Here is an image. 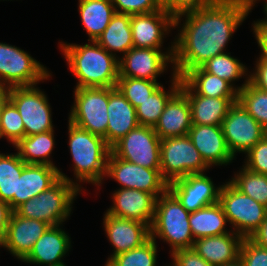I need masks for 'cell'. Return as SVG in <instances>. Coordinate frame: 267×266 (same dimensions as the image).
Returning <instances> with one entry per match:
<instances>
[{"label":"cell","mask_w":267,"mask_h":266,"mask_svg":"<svg viewBox=\"0 0 267 266\" xmlns=\"http://www.w3.org/2000/svg\"><path fill=\"white\" fill-rule=\"evenodd\" d=\"M248 12L225 0L174 18V27L186 17L173 42V73L182 78L188 71L201 67L208 60L224 53ZM184 15V16H183Z\"/></svg>","instance_id":"6da1fadb"},{"label":"cell","mask_w":267,"mask_h":266,"mask_svg":"<svg viewBox=\"0 0 267 266\" xmlns=\"http://www.w3.org/2000/svg\"><path fill=\"white\" fill-rule=\"evenodd\" d=\"M85 45L60 42L70 71L78 79L76 88L116 87L119 58L96 41Z\"/></svg>","instance_id":"7a4b0ae2"},{"label":"cell","mask_w":267,"mask_h":266,"mask_svg":"<svg viewBox=\"0 0 267 266\" xmlns=\"http://www.w3.org/2000/svg\"><path fill=\"white\" fill-rule=\"evenodd\" d=\"M69 149L74 162L76 181L100 186L106 177L111 147L105 139L68 121Z\"/></svg>","instance_id":"3957f363"},{"label":"cell","mask_w":267,"mask_h":266,"mask_svg":"<svg viewBox=\"0 0 267 266\" xmlns=\"http://www.w3.org/2000/svg\"><path fill=\"white\" fill-rule=\"evenodd\" d=\"M60 179L38 196L22 203L14 211L24 218L43 221L50 226L61 225L72 211L73 200L81 186L59 170Z\"/></svg>","instance_id":"277c9868"},{"label":"cell","mask_w":267,"mask_h":266,"mask_svg":"<svg viewBox=\"0 0 267 266\" xmlns=\"http://www.w3.org/2000/svg\"><path fill=\"white\" fill-rule=\"evenodd\" d=\"M190 213L167 190L156 199L150 237L161 238L171 246V251L192 248L194 237L189 224ZM157 236V237H156Z\"/></svg>","instance_id":"5b68a950"},{"label":"cell","mask_w":267,"mask_h":266,"mask_svg":"<svg viewBox=\"0 0 267 266\" xmlns=\"http://www.w3.org/2000/svg\"><path fill=\"white\" fill-rule=\"evenodd\" d=\"M219 203L233 231L243 238H250L267 215L265 205L239 191L230 181L222 185Z\"/></svg>","instance_id":"8992f818"},{"label":"cell","mask_w":267,"mask_h":266,"mask_svg":"<svg viewBox=\"0 0 267 266\" xmlns=\"http://www.w3.org/2000/svg\"><path fill=\"white\" fill-rule=\"evenodd\" d=\"M208 169L188 135L161 139L160 171L168 183L190 174H202Z\"/></svg>","instance_id":"52a82bcc"},{"label":"cell","mask_w":267,"mask_h":266,"mask_svg":"<svg viewBox=\"0 0 267 266\" xmlns=\"http://www.w3.org/2000/svg\"><path fill=\"white\" fill-rule=\"evenodd\" d=\"M74 97L68 121L107 143L108 87L75 88Z\"/></svg>","instance_id":"ba28073f"},{"label":"cell","mask_w":267,"mask_h":266,"mask_svg":"<svg viewBox=\"0 0 267 266\" xmlns=\"http://www.w3.org/2000/svg\"><path fill=\"white\" fill-rule=\"evenodd\" d=\"M50 72L26 51L0 43V86H32L47 80Z\"/></svg>","instance_id":"9c48e42d"},{"label":"cell","mask_w":267,"mask_h":266,"mask_svg":"<svg viewBox=\"0 0 267 266\" xmlns=\"http://www.w3.org/2000/svg\"><path fill=\"white\" fill-rule=\"evenodd\" d=\"M161 139L152 127L138 125L117 141L111 152L117 157L149 169H160Z\"/></svg>","instance_id":"30bf717a"},{"label":"cell","mask_w":267,"mask_h":266,"mask_svg":"<svg viewBox=\"0 0 267 266\" xmlns=\"http://www.w3.org/2000/svg\"><path fill=\"white\" fill-rule=\"evenodd\" d=\"M35 86L10 88V101L19 111L24 123L25 136L53 130L47 96Z\"/></svg>","instance_id":"8fae6325"},{"label":"cell","mask_w":267,"mask_h":266,"mask_svg":"<svg viewBox=\"0 0 267 266\" xmlns=\"http://www.w3.org/2000/svg\"><path fill=\"white\" fill-rule=\"evenodd\" d=\"M106 175L116 180L122 187L151 193L156 199L168 190V182L160 169H149L117 158L110 152ZM160 194V195H159Z\"/></svg>","instance_id":"7c38bea8"},{"label":"cell","mask_w":267,"mask_h":266,"mask_svg":"<svg viewBox=\"0 0 267 266\" xmlns=\"http://www.w3.org/2000/svg\"><path fill=\"white\" fill-rule=\"evenodd\" d=\"M227 146L235 158L236 153L245 154L266 134L267 131L237 101L229 109L222 122Z\"/></svg>","instance_id":"4fadbf2b"},{"label":"cell","mask_w":267,"mask_h":266,"mask_svg":"<svg viewBox=\"0 0 267 266\" xmlns=\"http://www.w3.org/2000/svg\"><path fill=\"white\" fill-rule=\"evenodd\" d=\"M174 45L163 53L161 49L131 48L119 58V77L157 81L167 63L173 62Z\"/></svg>","instance_id":"5bb4252c"},{"label":"cell","mask_w":267,"mask_h":266,"mask_svg":"<svg viewBox=\"0 0 267 266\" xmlns=\"http://www.w3.org/2000/svg\"><path fill=\"white\" fill-rule=\"evenodd\" d=\"M221 187L216 188L205 173L190 174L168 183V190L189 213L219 202Z\"/></svg>","instance_id":"9a60e30c"},{"label":"cell","mask_w":267,"mask_h":266,"mask_svg":"<svg viewBox=\"0 0 267 266\" xmlns=\"http://www.w3.org/2000/svg\"><path fill=\"white\" fill-rule=\"evenodd\" d=\"M130 24L134 47L160 49L164 35L174 27V17L162 8L152 13L131 15Z\"/></svg>","instance_id":"2e32d148"},{"label":"cell","mask_w":267,"mask_h":266,"mask_svg":"<svg viewBox=\"0 0 267 266\" xmlns=\"http://www.w3.org/2000/svg\"><path fill=\"white\" fill-rule=\"evenodd\" d=\"M103 223L107 238L114 247V252L106 263L116 255L141 246L150 238V227L143 222L117 217L106 212Z\"/></svg>","instance_id":"e0dca14e"},{"label":"cell","mask_w":267,"mask_h":266,"mask_svg":"<svg viewBox=\"0 0 267 266\" xmlns=\"http://www.w3.org/2000/svg\"><path fill=\"white\" fill-rule=\"evenodd\" d=\"M49 227L50 225L43 221L24 218L13 211L2 247L23 261Z\"/></svg>","instance_id":"ac0fdd59"},{"label":"cell","mask_w":267,"mask_h":266,"mask_svg":"<svg viewBox=\"0 0 267 266\" xmlns=\"http://www.w3.org/2000/svg\"><path fill=\"white\" fill-rule=\"evenodd\" d=\"M112 195L114 204L107 210L108 214L151 226L156 203V198L151 193L137 189L119 188Z\"/></svg>","instance_id":"d6986e66"},{"label":"cell","mask_w":267,"mask_h":266,"mask_svg":"<svg viewBox=\"0 0 267 266\" xmlns=\"http://www.w3.org/2000/svg\"><path fill=\"white\" fill-rule=\"evenodd\" d=\"M188 136L209 167L227 165L234 159L227 146L222 126L192 124Z\"/></svg>","instance_id":"ffe728a7"},{"label":"cell","mask_w":267,"mask_h":266,"mask_svg":"<svg viewBox=\"0 0 267 266\" xmlns=\"http://www.w3.org/2000/svg\"><path fill=\"white\" fill-rule=\"evenodd\" d=\"M60 226H50L35 242L23 262L45 266H66L62 259L69 251L71 241Z\"/></svg>","instance_id":"44dd1931"},{"label":"cell","mask_w":267,"mask_h":266,"mask_svg":"<svg viewBox=\"0 0 267 266\" xmlns=\"http://www.w3.org/2000/svg\"><path fill=\"white\" fill-rule=\"evenodd\" d=\"M192 127L191 109L185 93L179 89L167 102L153 128L160 139L186 136Z\"/></svg>","instance_id":"7402d4cb"},{"label":"cell","mask_w":267,"mask_h":266,"mask_svg":"<svg viewBox=\"0 0 267 266\" xmlns=\"http://www.w3.org/2000/svg\"><path fill=\"white\" fill-rule=\"evenodd\" d=\"M107 113V144L112 147L139 124L136 117V108L117 87H108Z\"/></svg>","instance_id":"603a6c76"},{"label":"cell","mask_w":267,"mask_h":266,"mask_svg":"<svg viewBox=\"0 0 267 266\" xmlns=\"http://www.w3.org/2000/svg\"><path fill=\"white\" fill-rule=\"evenodd\" d=\"M226 234L196 239L192 249L206 262L221 266L239 259L243 237L233 230Z\"/></svg>","instance_id":"cb8c5ba5"},{"label":"cell","mask_w":267,"mask_h":266,"mask_svg":"<svg viewBox=\"0 0 267 266\" xmlns=\"http://www.w3.org/2000/svg\"><path fill=\"white\" fill-rule=\"evenodd\" d=\"M180 89L190 103L191 119L194 125L222 126L230 107L237 97L211 98L195 94L182 80Z\"/></svg>","instance_id":"d4e9b609"},{"label":"cell","mask_w":267,"mask_h":266,"mask_svg":"<svg viewBox=\"0 0 267 266\" xmlns=\"http://www.w3.org/2000/svg\"><path fill=\"white\" fill-rule=\"evenodd\" d=\"M59 179L57 167L26 164L18 178L17 195H14V210L22 203L49 189Z\"/></svg>","instance_id":"484cf974"},{"label":"cell","mask_w":267,"mask_h":266,"mask_svg":"<svg viewBox=\"0 0 267 266\" xmlns=\"http://www.w3.org/2000/svg\"><path fill=\"white\" fill-rule=\"evenodd\" d=\"M181 79L195 94L211 98L237 97L242 87L235 88L226 80L206 72L202 67L188 71Z\"/></svg>","instance_id":"4316f807"},{"label":"cell","mask_w":267,"mask_h":266,"mask_svg":"<svg viewBox=\"0 0 267 266\" xmlns=\"http://www.w3.org/2000/svg\"><path fill=\"white\" fill-rule=\"evenodd\" d=\"M78 2L81 21L90 37L88 41H96L116 13L114 6L111 0H79Z\"/></svg>","instance_id":"83f0119b"},{"label":"cell","mask_w":267,"mask_h":266,"mask_svg":"<svg viewBox=\"0 0 267 266\" xmlns=\"http://www.w3.org/2000/svg\"><path fill=\"white\" fill-rule=\"evenodd\" d=\"M131 15L115 13L104 32L96 39V42L110 54L114 52L127 53L133 45Z\"/></svg>","instance_id":"f1b7e54d"},{"label":"cell","mask_w":267,"mask_h":266,"mask_svg":"<svg viewBox=\"0 0 267 266\" xmlns=\"http://www.w3.org/2000/svg\"><path fill=\"white\" fill-rule=\"evenodd\" d=\"M54 145V130H51L25 136L14 146L18 150L17 153L24 163L56 167L49 157Z\"/></svg>","instance_id":"f546056e"},{"label":"cell","mask_w":267,"mask_h":266,"mask_svg":"<svg viewBox=\"0 0 267 266\" xmlns=\"http://www.w3.org/2000/svg\"><path fill=\"white\" fill-rule=\"evenodd\" d=\"M227 222V217L219 202L192 212L189 216L194 240L231 232L225 229Z\"/></svg>","instance_id":"4dcf8cb0"},{"label":"cell","mask_w":267,"mask_h":266,"mask_svg":"<svg viewBox=\"0 0 267 266\" xmlns=\"http://www.w3.org/2000/svg\"><path fill=\"white\" fill-rule=\"evenodd\" d=\"M170 92L161 85L153 94L136 108L139 125L154 128L169 99L180 89L181 78L172 73Z\"/></svg>","instance_id":"1f68e13d"},{"label":"cell","mask_w":267,"mask_h":266,"mask_svg":"<svg viewBox=\"0 0 267 266\" xmlns=\"http://www.w3.org/2000/svg\"><path fill=\"white\" fill-rule=\"evenodd\" d=\"M26 163L18 153H0V200L7 202L14 211V195H17L18 178Z\"/></svg>","instance_id":"d6a6232c"},{"label":"cell","mask_w":267,"mask_h":266,"mask_svg":"<svg viewBox=\"0 0 267 266\" xmlns=\"http://www.w3.org/2000/svg\"><path fill=\"white\" fill-rule=\"evenodd\" d=\"M247 78L237 101L267 131V91L255 87Z\"/></svg>","instance_id":"836d02e7"},{"label":"cell","mask_w":267,"mask_h":266,"mask_svg":"<svg viewBox=\"0 0 267 266\" xmlns=\"http://www.w3.org/2000/svg\"><path fill=\"white\" fill-rule=\"evenodd\" d=\"M230 182L242 193L267 207V175L248 170L243 166Z\"/></svg>","instance_id":"e575fe53"},{"label":"cell","mask_w":267,"mask_h":266,"mask_svg":"<svg viewBox=\"0 0 267 266\" xmlns=\"http://www.w3.org/2000/svg\"><path fill=\"white\" fill-rule=\"evenodd\" d=\"M230 53H221L208 60L201 67L208 73L216 75L226 80L232 86L233 81H237L242 76L247 75V68L236 58L229 55ZM246 74V75H244Z\"/></svg>","instance_id":"d590c367"},{"label":"cell","mask_w":267,"mask_h":266,"mask_svg":"<svg viewBox=\"0 0 267 266\" xmlns=\"http://www.w3.org/2000/svg\"><path fill=\"white\" fill-rule=\"evenodd\" d=\"M157 243L151 237L141 246L114 256L109 266H156Z\"/></svg>","instance_id":"8d00e7d4"},{"label":"cell","mask_w":267,"mask_h":266,"mask_svg":"<svg viewBox=\"0 0 267 266\" xmlns=\"http://www.w3.org/2000/svg\"><path fill=\"white\" fill-rule=\"evenodd\" d=\"M160 86L161 84L157 81L129 77H119L116 85L118 90L135 108L149 98Z\"/></svg>","instance_id":"74e56055"},{"label":"cell","mask_w":267,"mask_h":266,"mask_svg":"<svg viewBox=\"0 0 267 266\" xmlns=\"http://www.w3.org/2000/svg\"><path fill=\"white\" fill-rule=\"evenodd\" d=\"M2 137H6L13 145L25 137L22 118L18 109L10 100L2 110L0 138Z\"/></svg>","instance_id":"f35d334b"},{"label":"cell","mask_w":267,"mask_h":266,"mask_svg":"<svg viewBox=\"0 0 267 266\" xmlns=\"http://www.w3.org/2000/svg\"><path fill=\"white\" fill-rule=\"evenodd\" d=\"M116 13L128 15L152 13L163 8L162 0H111Z\"/></svg>","instance_id":"ab89813d"},{"label":"cell","mask_w":267,"mask_h":266,"mask_svg":"<svg viewBox=\"0 0 267 266\" xmlns=\"http://www.w3.org/2000/svg\"><path fill=\"white\" fill-rule=\"evenodd\" d=\"M239 259L244 266H267V249L259 246L250 238H244Z\"/></svg>","instance_id":"60d3db41"},{"label":"cell","mask_w":267,"mask_h":266,"mask_svg":"<svg viewBox=\"0 0 267 266\" xmlns=\"http://www.w3.org/2000/svg\"><path fill=\"white\" fill-rule=\"evenodd\" d=\"M244 167L248 170L267 175V134L247 153Z\"/></svg>","instance_id":"b9f144b4"},{"label":"cell","mask_w":267,"mask_h":266,"mask_svg":"<svg viewBox=\"0 0 267 266\" xmlns=\"http://www.w3.org/2000/svg\"><path fill=\"white\" fill-rule=\"evenodd\" d=\"M218 0H162L165 8L174 18L187 12L210 6Z\"/></svg>","instance_id":"7bdbcfd3"},{"label":"cell","mask_w":267,"mask_h":266,"mask_svg":"<svg viewBox=\"0 0 267 266\" xmlns=\"http://www.w3.org/2000/svg\"><path fill=\"white\" fill-rule=\"evenodd\" d=\"M173 265L171 266H213L206 262L192 248L179 249L171 252Z\"/></svg>","instance_id":"ee69618b"},{"label":"cell","mask_w":267,"mask_h":266,"mask_svg":"<svg viewBox=\"0 0 267 266\" xmlns=\"http://www.w3.org/2000/svg\"><path fill=\"white\" fill-rule=\"evenodd\" d=\"M249 81L257 88L267 91V62L256 61L255 72L249 74Z\"/></svg>","instance_id":"f6af8a7d"},{"label":"cell","mask_w":267,"mask_h":266,"mask_svg":"<svg viewBox=\"0 0 267 266\" xmlns=\"http://www.w3.org/2000/svg\"><path fill=\"white\" fill-rule=\"evenodd\" d=\"M12 212L10 205L0 200V247L4 242Z\"/></svg>","instance_id":"bcb514c9"},{"label":"cell","mask_w":267,"mask_h":266,"mask_svg":"<svg viewBox=\"0 0 267 266\" xmlns=\"http://www.w3.org/2000/svg\"><path fill=\"white\" fill-rule=\"evenodd\" d=\"M253 30L258 46H260L262 52L259 59L267 62V27L253 26Z\"/></svg>","instance_id":"7dc6e473"},{"label":"cell","mask_w":267,"mask_h":266,"mask_svg":"<svg viewBox=\"0 0 267 266\" xmlns=\"http://www.w3.org/2000/svg\"><path fill=\"white\" fill-rule=\"evenodd\" d=\"M250 239L267 249V215L261 226L252 234Z\"/></svg>","instance_id":"c3c4849f"},{"label":"cell","mask_w":267,"mask_h":266,"mask_svg":"<svg viewBox=\"0 0 267 266\" xmlns=\"http://www.w3.org/2000/svg\"><path fill=\"white\" fill-rule=\"evenodd\" d=\"M226 2H229L235 6H238L239 8L244 9L248 13L251 12L252 7H254L256 1L258 0H225Z\"/></svg>","instance_id":"681fc988"},{"label":"cell","mask_w":267,"mask_h":266,"mask_svg":"<svg viewBox=\"0 0 267 266\" xmlns=\"http://www.w3.org/2000/svg\"><path fill=\"white\" fill-rule=\"evenodd\" d=\"M9 100H10V88L0 86V128H1L2 110Z\"/></svg>","instance_id":"f907efd6"},{"label":"cell","mask_w":267,"mask_h":266,"mask_svg":"<svg viewBox=\"0 0 267 266\" xmlns=\"http://www.w3.org/2000/svg\"><path fill=\"white\" fill-rule=\"evenodd\" d=\"M264 12H265V19L259 20L257 22H255L253 24V26H263V27H267V0L265 1V5H264Z\"/></svg>","instance_id":"816d5d0a"},{"label":"cell","mask_w":267,"mask_h":266,"mask_svg":"<svg viewBox=\"0 0 267 266\" xmlns=\"http://www.w3.org/2000/svg\"><path fill=\"white\" fill-rule=\"evenodd\" d=\"M221 266H244L240 259L234 261V262H231V263H228V264H225V265H221Z\"/></svg>","instance_id":"f5cc1de1"}]
</instances>
